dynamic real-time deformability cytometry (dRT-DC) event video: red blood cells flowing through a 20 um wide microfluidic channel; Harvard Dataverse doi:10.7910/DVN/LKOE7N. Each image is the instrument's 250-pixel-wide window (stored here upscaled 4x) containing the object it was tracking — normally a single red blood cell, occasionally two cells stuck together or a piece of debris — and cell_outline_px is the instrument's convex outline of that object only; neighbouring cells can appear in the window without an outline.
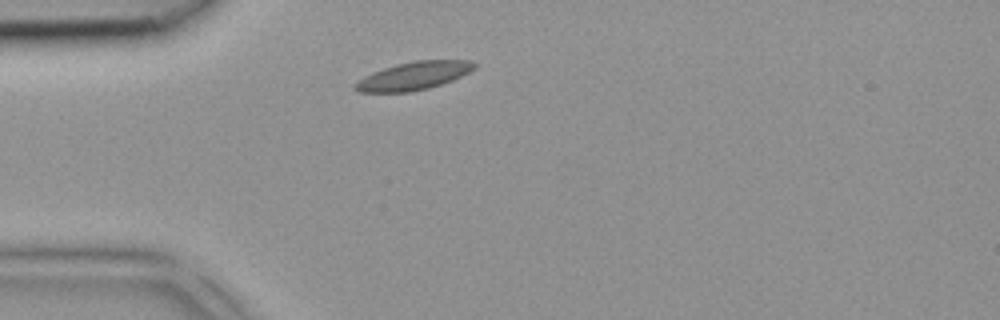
{"species": "common noctule bat (a hibernating species)", "species_latin": "Nyctalus noctula", "temperature_condition": "room temperature", "stored_images_in_passage": 1, "camera_frame_rate_fps": 3000, "um_per_image_px": 0.085, "animal": {"sex": "female", "body_mass_g": 18.4}, "frame": {"image": 1, "passage_image": 1, "time_ms": 0.0, "image_size_px": [1000, 320], "cell_outline_px": [[476, 68], [452, 80], [428, 88], [412, 92], [356, 92], [352, 88], [352, 84], [364, 76], [372, 72], [396, 64], [416, 60], [472, 60], [476, 64]], "centroid_in_image_um": [35.11, 6.45], "position_along_channel_um": 49.9, "area_um2": 19.59}}